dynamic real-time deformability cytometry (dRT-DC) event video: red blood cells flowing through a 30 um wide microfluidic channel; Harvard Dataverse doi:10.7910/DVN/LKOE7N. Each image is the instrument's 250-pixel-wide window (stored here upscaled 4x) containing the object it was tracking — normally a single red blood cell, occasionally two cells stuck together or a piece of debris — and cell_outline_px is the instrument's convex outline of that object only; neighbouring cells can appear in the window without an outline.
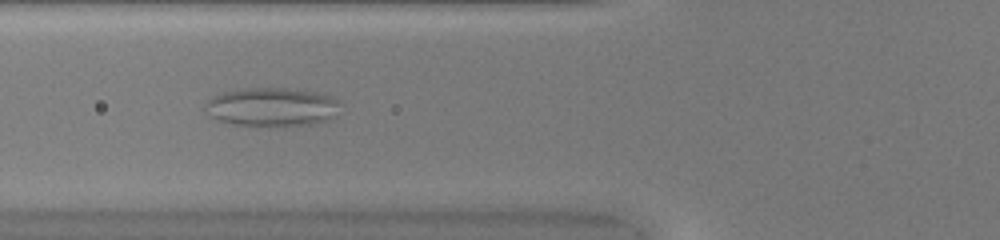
{"species": "common noctule bat (a hibernating species)", "species_latin": "Nyctalus noctula", "temperature_condition": "warm", "stored_images_in_passage": 52, "camera_frame_rate_fps": 3000, "um_per_image_px": 0.085, "animal": {"sex": "female", "body_mass_g": 20.0, "forearm_length_mm": 54.0}, "frame": {"image": 1, "passage_image": 21, "time_ms": 6.667, "image_size_px": [1000, 240], "cell_outline_px": [[340, 104], [336, 116], [328, 120], [312, 124], [232, 124], [216, 120], [204, 108], [204, 104], [212, 96], [224, 92], [244, 88], [288, 88], [316, 92], [328, 96], [336, 100]], "centroid_in_image_um": [23.09, 9.06], "position_along_channel_um": 102.7, "area_um2": 29.88}}
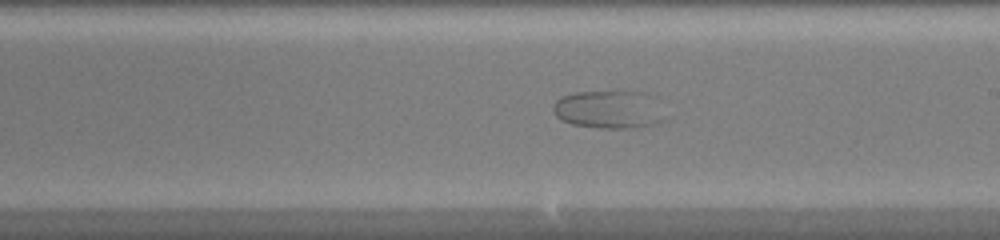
{"frame": {"image": 2, "passage_image": 31, "time_ms": 10.0, "image_size_px": [1000, 240], "cell_outline_px": [[664, 120], [656, 124], [632, 128], [600, 128], [572, 124], [560, 120], [556, 116], [552, 108], [552, 104], [560, 96], [576, 92], [624, 88], [644, 92], [652, 96]], "centroid_in_image_um": [51.7, 9.25], "position_along_channel_um": 237.3, "area_um2": 25.55}}
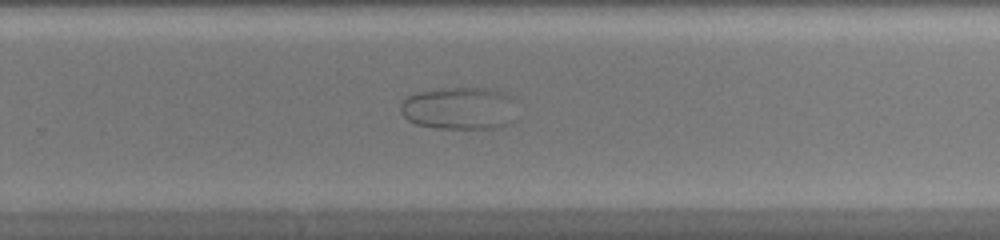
{"frame": {"image": 3, "passage_image": 35, "time_ms": 11.333, "image_size_px": [1000, 240], "cell_outline_px": [[516, 120], [500, 128], [436, 128], [416, 124], [408, 120], [400, 112], [400, 104], [408, 96], [416, 92], [444, 88], [488, 88], [512, 96], [516, 100]], "centroid_in_image_um": [39.1, 9.21], "position_along_channel_um": 290.7, "area_um2": 29.3}}